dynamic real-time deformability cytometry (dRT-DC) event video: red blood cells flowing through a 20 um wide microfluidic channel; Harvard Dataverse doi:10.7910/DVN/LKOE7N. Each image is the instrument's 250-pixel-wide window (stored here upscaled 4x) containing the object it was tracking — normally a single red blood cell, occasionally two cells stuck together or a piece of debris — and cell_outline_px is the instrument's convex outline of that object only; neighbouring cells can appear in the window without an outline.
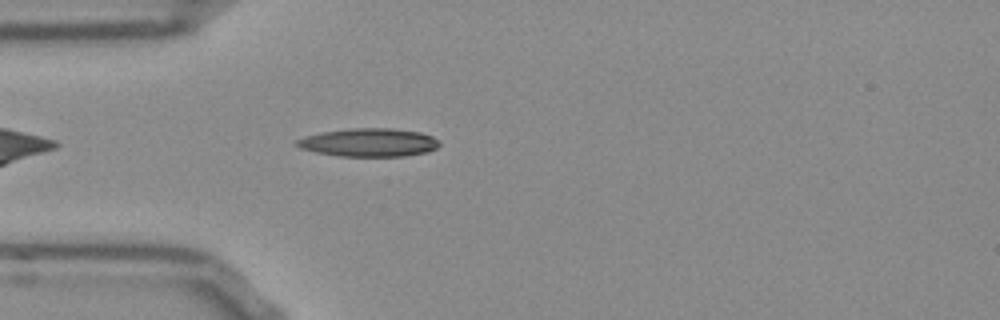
{"species": "Egyptian fruit bat (a non-hibernating species)", "species_latin": "Rousettus aegyptiacus", "temperature_condition": "room temperature", "stored_images_in_passage": 43, "camera_frame_rate_fps": 3000, "um_per_image_px": 0.085, "frame": {"image": 1, "passage_image": 5, "time_ms": 1.333, "image_size_px": [1000, 320], "cell_outline_px": [[440, 144], [436, 148], [428, 152], [404, 156], [340, 156], [316, 152], [300, 148], [292, 144], [296, 140], [304, 136], [324, 132], [352, 128], [392, 128], [420, 132], [432, 136]], "centroid_in_image_um": [31.33, 12.11], "position_along_channel_um": 53.7, "area_um2": 23.47}}
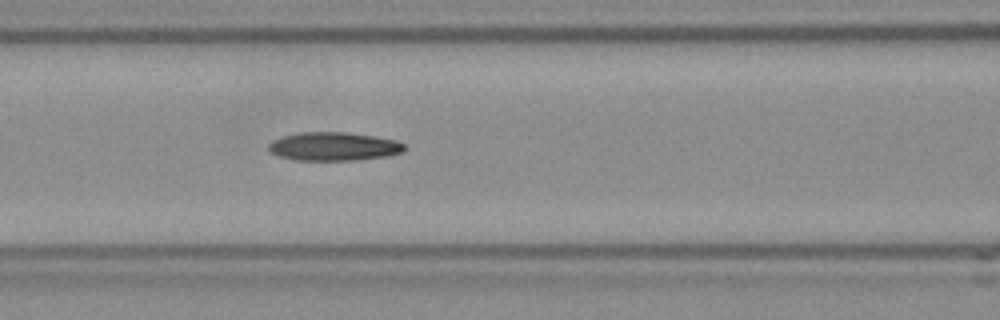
{"frame": {"image": 2, "passage_image": 12, "time_ms": 3.667, "image_size_px": [1000, 320], "cell_outline_px": [[408, 148], [404, 152], [388, 156], [356, 160], [296, 160], [280, 156], [272, 152], [268, 148], [268, 144], [272, 140], [284, 136], [300, 132], [344, 132], [372, 136], [396, 140], [404, 144]], "centroid_in_image_um": [28.41, 12.45], "position_along_channel_um": 138.2, "area_um2": 22.54}}
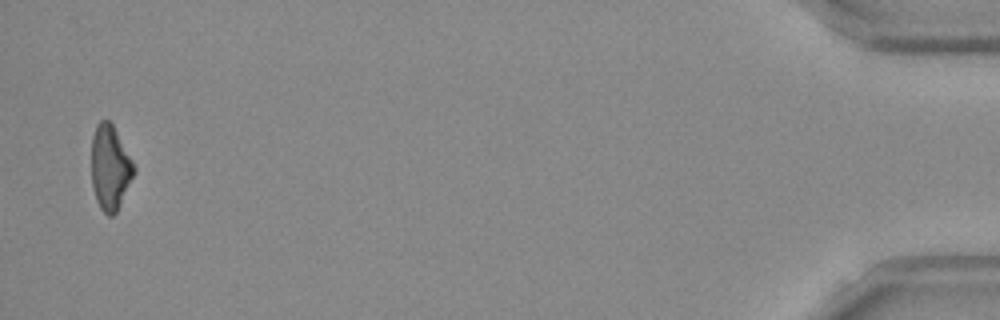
{"frame": {"image": 3, "passage_image": 42, "time_ms": 13.667, "image_size_px": [1000, 320], "cell_outline_px": [[136, 172], [116, 212], [112, 216], [108, 216], [100, 208], [96, 200], [92, 184], [92, 136], [96, 124], [100, 120], [108, 120], [112, 124], [132, 160], [136, 168]], "centroid_in_image_um": [9.36, 14.25], "position_along_channel_um": 425.8, "area_um2": 20.87}, "authors_computed_cell_mechanics": {"area_um2": 21.964, "velocity_mm_per_s": 3.8238, "shape_relaxation_time_tau1_ms": null, "shape_relaxation_time_tau2_ms": 7.7264, "deformation_change_tau1": null, "deformation_change_tau2": 0.1993}}